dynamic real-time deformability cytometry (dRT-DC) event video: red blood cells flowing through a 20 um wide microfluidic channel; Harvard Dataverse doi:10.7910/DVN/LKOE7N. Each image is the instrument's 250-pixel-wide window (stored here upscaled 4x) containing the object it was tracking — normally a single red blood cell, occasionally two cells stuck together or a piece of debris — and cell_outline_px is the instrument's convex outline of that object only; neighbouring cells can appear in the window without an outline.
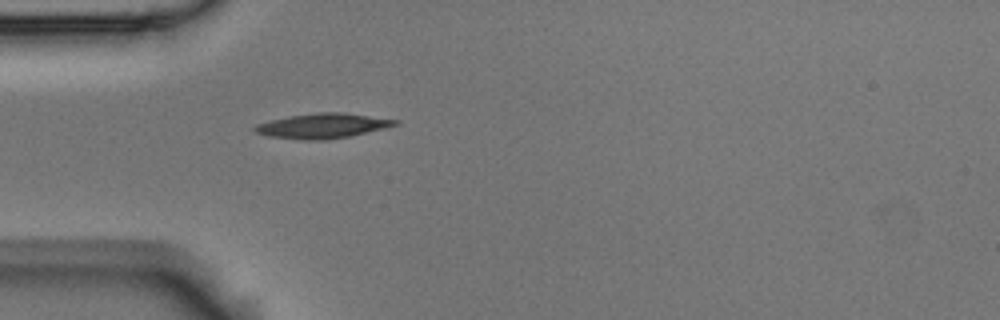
{"species": "Egyptian fruit bat (a non-hibernating species)", "species_latin": "Rousettus aegyptiacus", "temperature_condition": "room temperature", "stored_images_in_passage": 1, "camera_frame_rate_fps": 3000, "um_per_image_px": 0.085, "animal": {"sex": "male"}, "frame": {"image": 1, "passage_image": 1, "time_ms": 0.0, "image_size_px": [1000, 320], "cell_outline_px": [[400, 124], [384, 128], [348, 136], [324, 140], [304, 140], [268, 136], [256, 132], [252, 128], [256, 124], [288, 116], [320, 112], [344, 112], [400, 120]], "centroid_in_image_um": [27.43, 10.69], "position_along_channel_um": 57.6, "area_um2": 20.23}}